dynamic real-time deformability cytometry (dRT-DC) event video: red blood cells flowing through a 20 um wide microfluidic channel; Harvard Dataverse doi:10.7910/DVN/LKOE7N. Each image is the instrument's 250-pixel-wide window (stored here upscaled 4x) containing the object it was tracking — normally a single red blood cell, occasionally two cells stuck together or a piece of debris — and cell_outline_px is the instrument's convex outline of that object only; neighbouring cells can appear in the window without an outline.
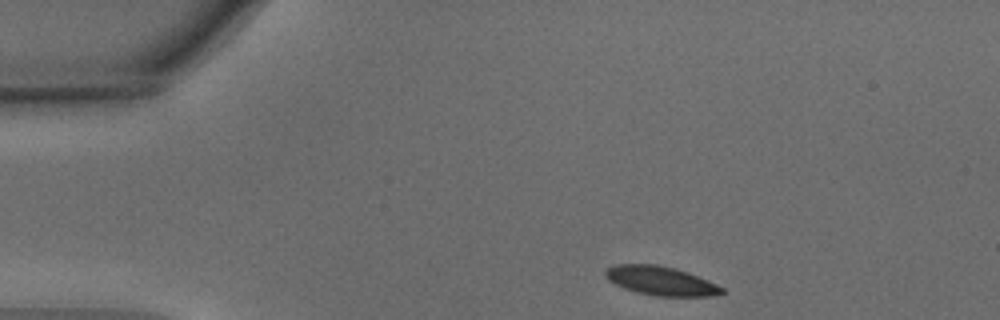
{"species": "common noctule bat (a hibernating species)", "species_latin": "Nyctalus noctula", "temperature_condition": "warm", "stored_images_in_passage": 36, "camera_frame_rate_fps": 3000, "um_per_image_px": 0.085, "animal": {"sex": "male", "body_mass_g": 15.6}, "frame": {"image": 1, "passage_image": 1, "time_ms": 0.0, "image_size_px": [1000, 320], "cell_outline_px": [[724, 292], [708, 296], [656, 296], [636, 292], [624, 288], [608, 280], [604, 276], [604, 272], [608, 268], [616, 264], [656, 264], [676, 268], [688, 272], [716, 284], [724, 288]], "centroid_in_image_um": [56.14, 23.86], "position_along_channel_um": 28.9, "area_um2": 19.59}}
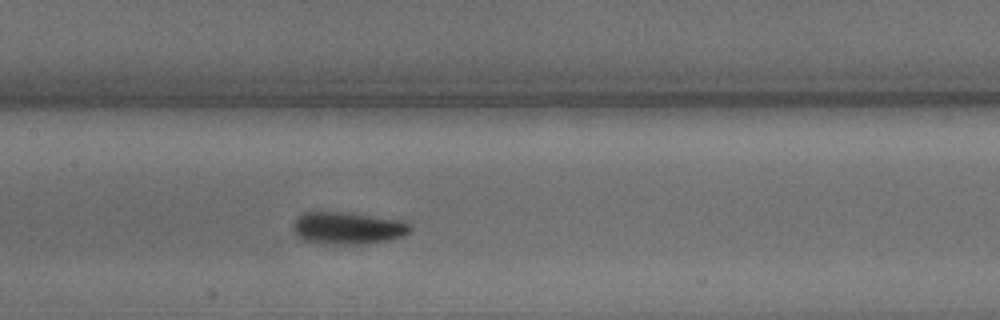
{"frame": {"image": 2, "passage_image": 18, "time_ms": 5.667, "image_size_px": [1000, 320], "cell_outline_px": [[412, 228], [408, 232], [400, 236], [388, 240], [360, 244], [332, 244], [304, 240], [292, 228], [292, 224], [304, 212], [348, 212], [404, 220]], "centroid_in_image_um": [29.58, 19.37], "position_along_channel_um": 177.8, "area_um2": 21.73}}
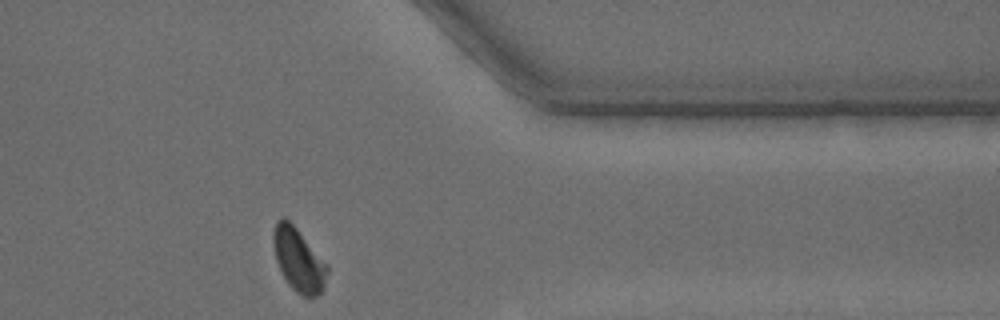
{"frame": {"image": 3, "passage_image": 36, "time_ms": 11.667, "image_size_px": [1000, 320], "cell_outline_px": [[328, 272], [324, 288], [316, 296], [304, 296], [296, 292], [288, 284], [276, 260], [272, 240], [272, 232], [276, 220], [284, 216], [296, 228], [328, 264]], "centroid_in_image_um": [25.37, 22.07], "position_along_channel_um": 386.0, "area_um2": 19.83}, "authors_computed_cell_mechanics": {"area_um2": 20.6635, "velocity_mm_per_s": 3.6919, "shape_relaxation_time_tau1_ms": 2.5616, "shape_relaxation_time_tau2_ms": 1.9915, "deformation_change_tau1": 0.1224, "deformation_change_tau2": 0.0763}}